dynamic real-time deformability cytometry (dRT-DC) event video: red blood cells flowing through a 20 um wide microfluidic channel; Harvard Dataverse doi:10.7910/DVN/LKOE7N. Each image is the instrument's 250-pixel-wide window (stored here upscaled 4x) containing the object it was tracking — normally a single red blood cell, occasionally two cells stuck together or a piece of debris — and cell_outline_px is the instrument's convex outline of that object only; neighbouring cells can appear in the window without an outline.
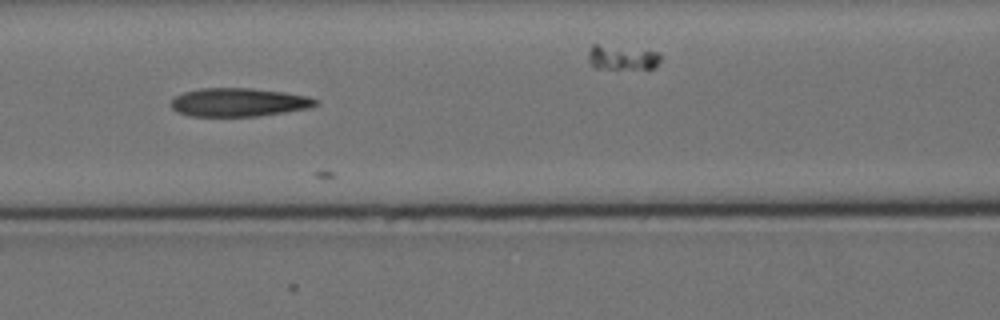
{"species": "Egyptian fruit bat (a non-hibernating species)", "species_latin": "Rousettus aegyptiacus", "temperature_condition": "cold", "stored_images_in_passage": 10, "camera_frame_rate_fps": 3000, "um_per_image_px": 0.085, "animal": {"sex": "female"}, "frame": {"image": 1, "passage_image": 5, "time_ms": 4.667, "image_size_px": [1000, 320], "cell_outline_px": [[320, 104], [308, 108], [284, 112], [256, 116], [192, 116], [176, 112], [172, 108], [172, 100], [176, 96], [184, 92], [200, 88], [252, 88], [284, 92], [308, 96], [320, 100]], "centroid_in_image_um": [20.32, 8.69], "position_along_channel_um": 146.3, "area_um2": 23.99}}
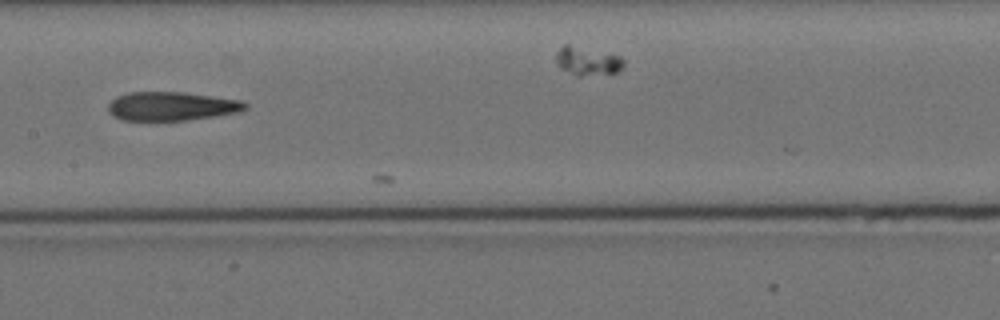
{"frame": {"image": 2, "passage_image": 6, "time_ms": 6.0, "image_size_px": [1000, 320], "cell_outline_px": [[248, 108], [240, 112], [216, 116], [188, 120], [148, 124], [120, 120], [112, 116], [108, 112], [108, 104], [116, 96], [128, 92], [184, 92], [244, 100], [248, 104]], "centroid_in_image_um": [14.54, 9.08], "position_along_channel_um": 192.9, "area_um2": 24.33}}